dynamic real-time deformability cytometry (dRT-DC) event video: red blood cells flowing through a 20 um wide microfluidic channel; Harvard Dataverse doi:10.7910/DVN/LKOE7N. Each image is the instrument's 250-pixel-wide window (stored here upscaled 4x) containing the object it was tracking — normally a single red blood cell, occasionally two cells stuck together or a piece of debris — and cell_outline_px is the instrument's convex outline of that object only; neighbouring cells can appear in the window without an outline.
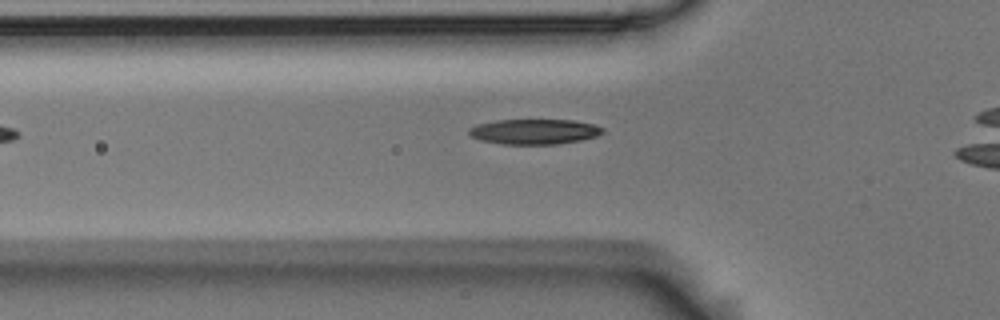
{"species": "Egyptian fruit bat (a non-hibernating species)", "species_latin": "Rousettus aegyptiacus", "temperature_condition": "room temperature", "stored_images_in_passage": 41, "camera_frame_rate_fps": 3000, "um_per_image_px": 0.085, "animal": {"sex": "male"}, "frame": {"image": 1, "passage_image": 12, "time_ms": 3.667, "image_size_px": [1000, 320], "cell_outline_px": [[604, 132], [596, 136], [580, 140], [556, 144], [500, 144], [480, 140], [472, 136], [468, 132], [468, 128], [476, 124], [496, 120], [572, 120], [596, 124], [604, 128]], "centroid_in_image_um": [45.41, 11.18], "position_along_channel_um": 80.4, "area_um2": 19.71}}
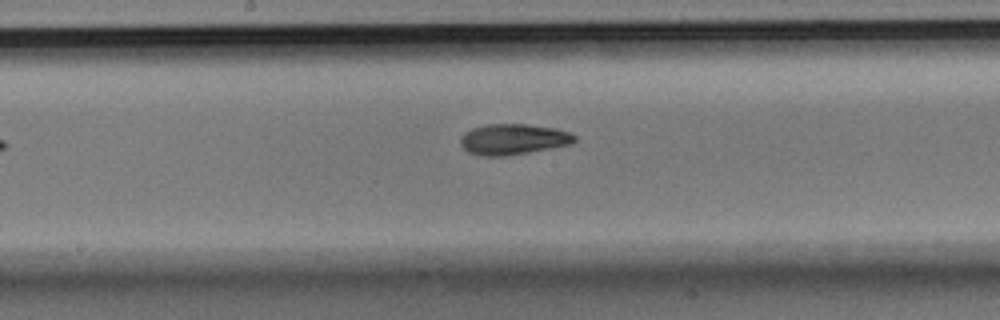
{"frame": {"image": 2, "passage_image": 22, "time_ms": 7.0, "image_size_px": [1000, 320], "cell_outline_px": [[576, 140], [572, 144], [528, 152], [504, 156], [480, 156], [468, 152], [460, 144], [460, 136], [464, 132], [472, 128], [488, 124], [524, 124], [556, 128], [568, 132], [576, 136]], "centroid_in_image_um": [43.59, 11.84], "position_along_channel_um": 204.6, "area_um2": 20.46}}
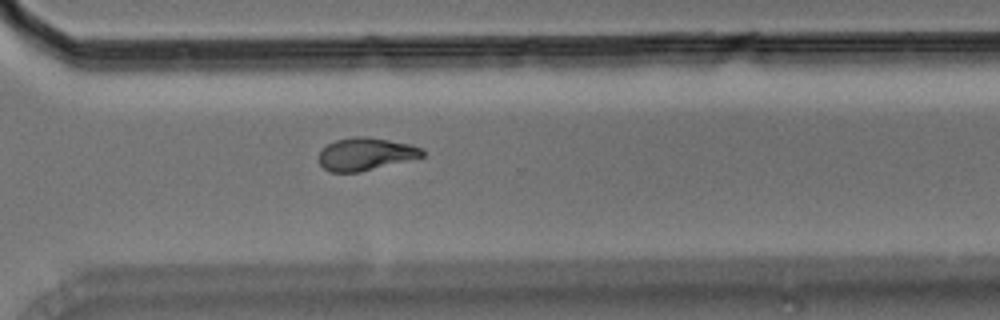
{"frame": {"image": 3, "passage_image": 33, "time_ms": 10.667, "image_size_px": [1000, 320], "cell_outline_px": [[424, 156], [360, 172], [332, 172], [324, 168], [320, 164], [320, 152], [328, 144], [336, 140], [356, 136], [368, 136], [412, 144], [424, 148]], "centroid_in_image_um": [31.12, 13.08], "position_along_channel_um": 339.5, "area_um2": 19.59}, "authors_computed_cell_mechanics": {"area_um2": 19.5942, "velocity_mm_per_s": 3.6913, "shape_relaxation_time_tau1_ms": 3.7783, "shape_relaxation_time_tau2_ms": 4.3768, "deformation_change_tau1": 0.1539, "deformation_change_tau2": 0.0978}}